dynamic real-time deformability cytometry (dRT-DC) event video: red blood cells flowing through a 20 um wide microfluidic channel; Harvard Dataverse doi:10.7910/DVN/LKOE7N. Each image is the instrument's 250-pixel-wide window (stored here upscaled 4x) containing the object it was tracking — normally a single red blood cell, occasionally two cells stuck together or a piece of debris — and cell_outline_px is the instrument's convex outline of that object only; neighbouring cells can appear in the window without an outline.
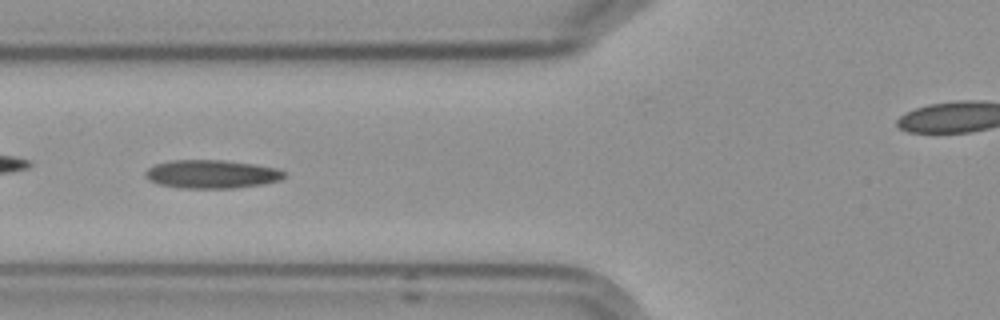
{"species": "Egyptian fruit bat (a non-hibernating species)", "species_latin": "Rousettus aegyptiacus", "temperature_condition": "cold", "stored_images_in_passage": 7, "camera_frame_rate_fps": 3000, "um_per_image_px": 0.085, "frame": {"image": 1, "passage_image": 7, "time_ms": 7.0, "image_size_px": [1000, 320], "cell_outline_px": [[284, 176], [280, 180], [264, 184], [232, 188], [180, 188], [160, 184], [148, 180], [144, 176], [144, 172], [148, 168], [156, 164], [172, 160], [224, 160], [252, 164], [276, 168], [284, 172]], "centroid_in_image_um": [17.95, 14.8], "position_along_channel_um": 107.8, "area_um2": 22.89}}